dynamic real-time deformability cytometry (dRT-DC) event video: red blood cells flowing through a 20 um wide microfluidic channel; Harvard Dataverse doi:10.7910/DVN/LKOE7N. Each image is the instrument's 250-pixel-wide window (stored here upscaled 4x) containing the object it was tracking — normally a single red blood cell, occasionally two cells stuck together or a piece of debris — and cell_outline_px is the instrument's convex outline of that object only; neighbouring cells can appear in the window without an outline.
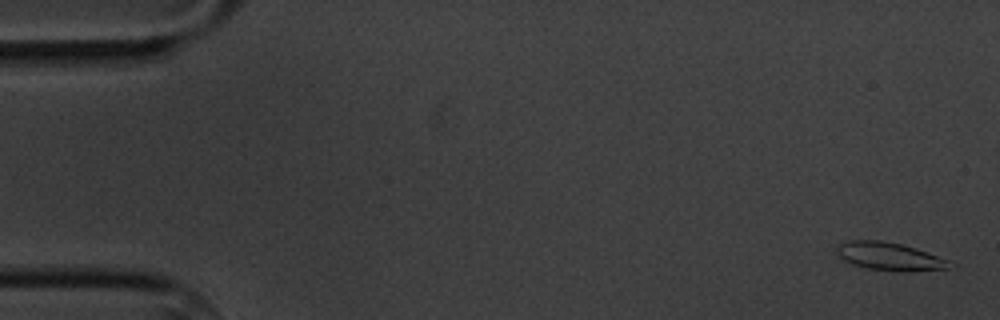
{"species": "common noctule bat (a hibernating species)", "species_latin": "Nyctalus noctula", "temperature_condition": "cold", "stored_images_in_passage": 5, "camera_frame_rate_fps": 3000, "um_per_image_px": 0.085, "animal": {"sex": "male", "body_mass_g": 20.1, "forearm_length_mm": 53.5}, "frame": {"image": 1, "passage_image": 1, "time_ms": 0.0, "image_size_px": [1000, 320], "cell_outline_px": [[956, 268], [904, 272], [900, 272], [864, 268], [852, 264], [844, 260], [836, 252], [836, 248], [840, 244], [848, 240], [880, 240], [900, 244], [916, 248], [948, 260], [956, 264]], "centroid_in_image_um": [75.66, 21.82], "position_along_channel_um": 9.3, "area_um2": 18.67}}